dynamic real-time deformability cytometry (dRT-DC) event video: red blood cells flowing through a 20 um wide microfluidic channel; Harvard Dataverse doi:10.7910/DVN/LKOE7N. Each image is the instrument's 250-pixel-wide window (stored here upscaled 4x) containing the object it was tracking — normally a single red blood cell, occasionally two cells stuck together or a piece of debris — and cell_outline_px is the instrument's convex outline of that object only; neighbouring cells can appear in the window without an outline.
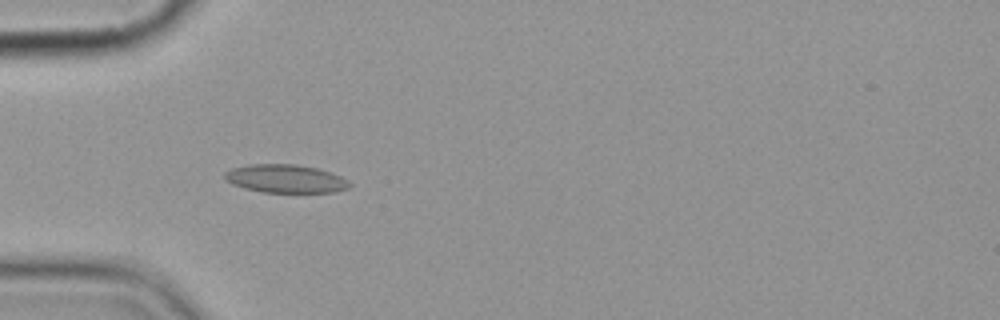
{"species": "common noctule bat (a hibernating species)", "species_latin": "Nyctalus noctula", "temperature_condition": "cold", "stored_images_in_passage": 6, "camera_frame_rate_fps": 3000, "um_per_image_px": 0.085, "animal": {"sex": "female", "body_mass_g": 19.9}, "frame": {"image": 1, "passage_image": 5, "time_ms": 5.333, "image_size_px": [1000, 320], "cell_outline_px": [[352, 184], [348, 188], [332, 192], [264, 192], [244, 188], [232, 184], [224, 180], [224, 172], [232, 168], [248, 164], [296, 164], [316, 168], [340, 176], [348, 180]], "centroid_in_image_um": [24.23, 15.18], "position_along_channel_um": 60.8, "area_um2": 20.52}}
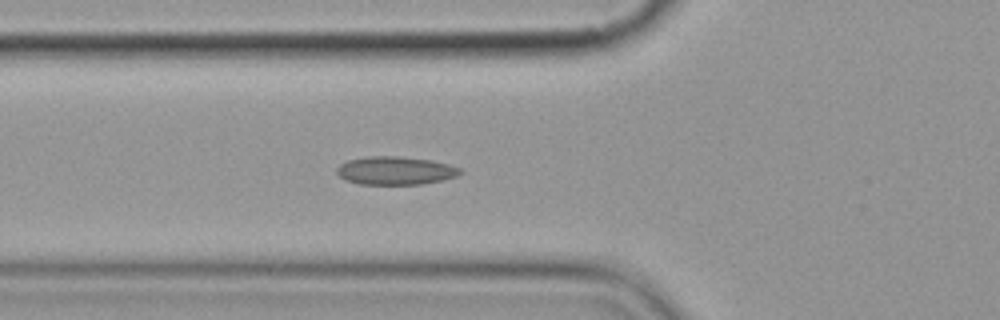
{"frame": {"image": 2, "passage_image": 6, "time_ms": 6.333, "image_size_px": [1000, 320], "cell_outline_px": [[464, 172], [456, 176], [440, 180], [420, 184], [360, 184], [348, 180], [340, 176], [336, 172], [336, 168], [340, 164], [348, 160], [368, 156], [400, 156], [432, 160], [448, 164], [460, 168]], "centroid_in_image_um": [33.61, 14.49], "position_along_channel_um": 92.2, "area_um2": 20.17}}